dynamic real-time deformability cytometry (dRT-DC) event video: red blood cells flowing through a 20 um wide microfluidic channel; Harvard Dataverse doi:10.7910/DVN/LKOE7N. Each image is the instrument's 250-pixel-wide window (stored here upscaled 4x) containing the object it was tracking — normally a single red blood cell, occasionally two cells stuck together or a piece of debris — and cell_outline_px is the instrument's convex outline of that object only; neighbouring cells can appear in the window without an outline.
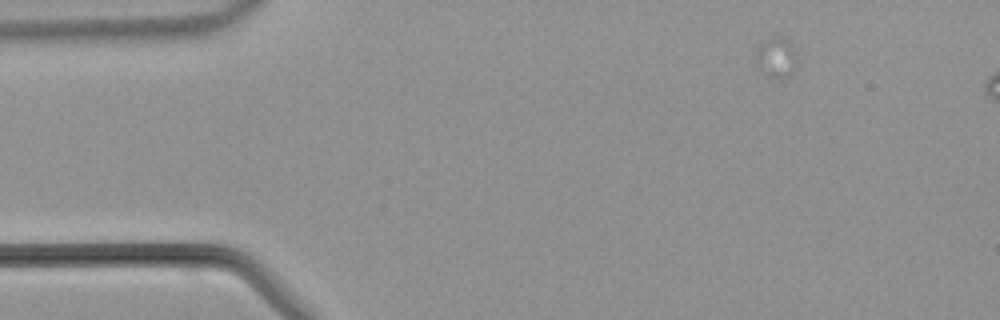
{"species": "common noctule bat (a hibernating species)", "species_latin": "Nyctalus noctula", "temperature_condition": "warm", "stored_images_in_passage": 6, "camera_frame_rate_fps": 3000, "um_per_image_px": 0.085, "animal": {"sex": "male", "body_mass_g": 21.5, "forearm_length_mm": 52.0}, "frame": {"image": 1, "passage_image": 1, "time_ms": 0.0, "image_size_px": [1000, 320], "cell_outline_px": [[796, 60], [792, 72], [788, 76], [776, 80], [768, 76], [752, 64], [752, 60], [756, 48], [768, 36], [780, 36], [788, 40], [792, 44], [796, 52]], "centroid_in_image_um": [65.89, 4.87], "position_along_channel_um": 19.1, "area_um2": 10.29}}